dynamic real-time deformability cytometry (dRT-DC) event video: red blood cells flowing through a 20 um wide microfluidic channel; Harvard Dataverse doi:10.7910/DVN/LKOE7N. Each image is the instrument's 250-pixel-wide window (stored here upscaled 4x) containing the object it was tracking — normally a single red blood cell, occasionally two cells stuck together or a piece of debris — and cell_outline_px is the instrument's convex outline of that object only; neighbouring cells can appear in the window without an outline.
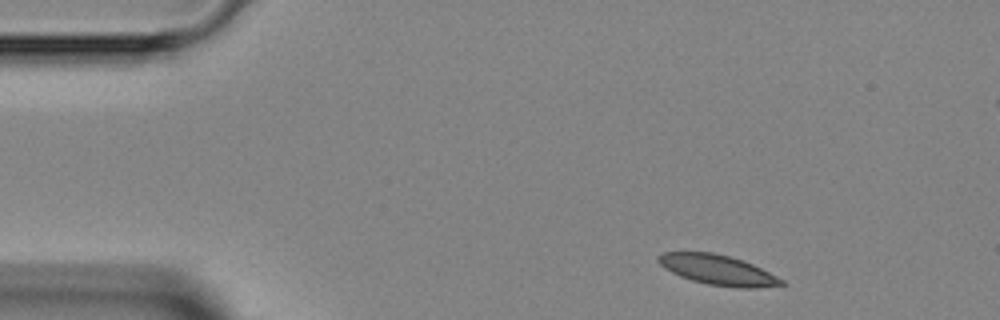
{"species": "Egyptian fruit bat (a non-hibernating species)", "species_latin": "Rousettus aegyptiacus", "temperature_condition": "room temperature", "stored_images_in_passage": 4, "segment_of_instrument_passage": [1, 2], "camera_frame_rate_fps": 3000, "um_per_image_px": 0.085, "animal": {"sex": "female"}, "frame": {"image": 1, "passage_image": 1, "time_ms": 0.0, "image_size_px": [1000, 320], "cell_outline_px": [[788, 284], [756, 288], [736, 288], [708, 284], [692, 280], [680, 276], [664, 268], [656, 260], [656, 256], [660, 252], [712, 252], [744, 260], [784, 280]], "centroid_in_image_um": [60.99, 22.94], "position_along_channel_um": 24.0, "area_um2": 21.62}}